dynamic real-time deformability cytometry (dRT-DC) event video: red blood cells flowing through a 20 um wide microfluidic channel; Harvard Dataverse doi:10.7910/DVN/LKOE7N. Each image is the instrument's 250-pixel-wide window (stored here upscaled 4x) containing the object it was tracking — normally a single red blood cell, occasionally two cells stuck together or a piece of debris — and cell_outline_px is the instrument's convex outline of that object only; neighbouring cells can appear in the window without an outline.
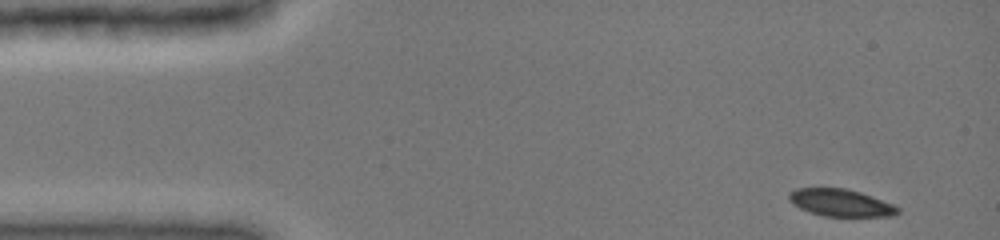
{"species": "common noctule bat (a hibernating species)", "species_latin": "Nyctalus noctula", "temperature_condition": "cold", "stored_images_in_passage": 23, "camera_frame_rate_fps": 3000, "um_per_image_px": 0.085, "animal": {"sex": "female", "body_mass_g": 19.0, "forearm_length_mm": 51.5}, "frame": {"image": 1, "passage_image": 1, "time_ms": 0.0, "image_size_px": [1000, 240], "cell_outline_px": [[900, 212], [892, 216], [824, 216], [800, 208], [792, 204], [788, 200], [788, 192], [796, 188], [848, 188], [872, 196], [892, 204], [900, 208]], "centroid_in_image_um": [71.44, 17.22], "position_along_channel_um": 13.6, "area_um2": 17.28}}
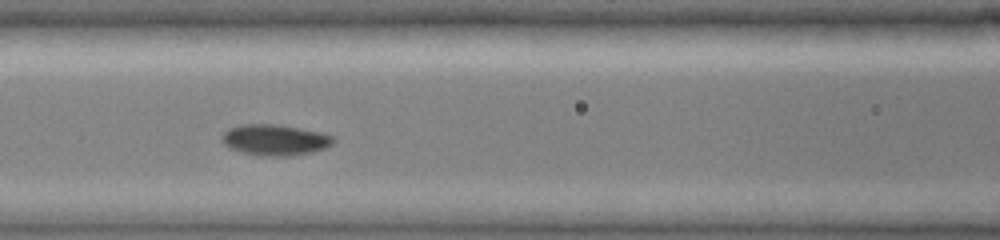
{"frame": {"image": 2, "passage_image": 14, "time_ms": 5.667, "image_size_px": [1000, 240], "cell_outline_px": [[336, 140], [332, 144], [324, 148], [312, 152], [292, 156], [260, 156], [228, 148], [220, 140], [220, 136], [228, 128], [240, 124], [276, 124], [320, 132], [336, 136]], "centroid_in_image_um": [23.35, 11.89], "position_along_channel_um": 143.2, "area_um2": 20.35}}
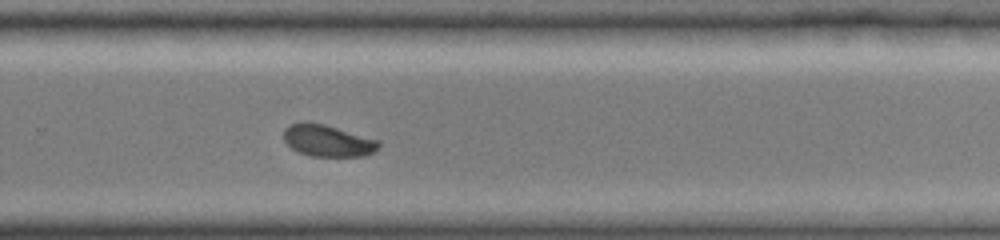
{"frame": {"image": 3, "passage_image": 23, "time_ms": 9.667, "image_size_px": [1000, 240], "cell_outline_px": [[380, 144], [376, 152], [364, 156], [312, 156], [300, 152], [292, 148], [284, 140], [284, 128], [288, 124], [300, 120], [304, 120], [324, 124], [380, 140]], "centroid_in_image_um": [27.85, 11.93], "position_along_channel_um": 301.9, "area_um2": 17.86}}